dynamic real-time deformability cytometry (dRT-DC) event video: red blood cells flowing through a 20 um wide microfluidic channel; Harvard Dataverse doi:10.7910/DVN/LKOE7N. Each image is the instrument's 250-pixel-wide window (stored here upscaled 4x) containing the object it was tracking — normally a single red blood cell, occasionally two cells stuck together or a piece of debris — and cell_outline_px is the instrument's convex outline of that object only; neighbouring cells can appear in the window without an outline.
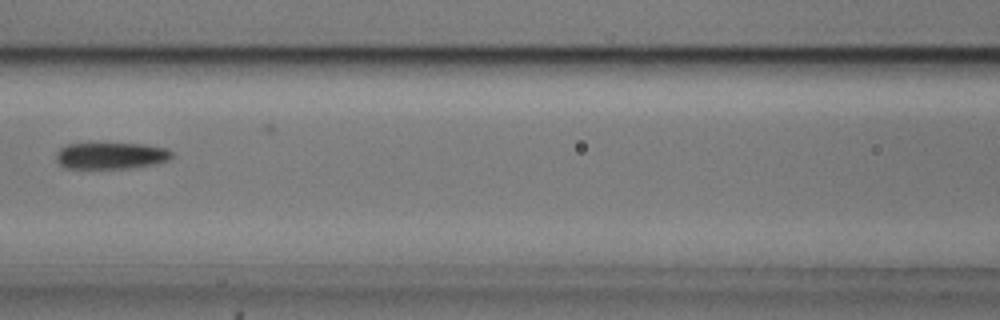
{"species": "common noctule bat (a hibernating species)", "species_latin": "Nyctalus noctula", "temperature_condition": "cold", "stored_images_in_passage": 6, "camera_frame_rate_fps": 3000, "um_per_image_px": 0.085, "animal": {"sex": "male", "body_mass_g": 20.5, "forearm_length_mm": 52.5}, "frame": {"image": 1, "passage_image": 5, "time_ms": 1.333, "image_size_px": [1000, 320], "cell_outline_px": [[172, 156], [168, 160], [156, 164], [128, 168], [64, 168], [56, 160], [56, 152], [60, 148], [68, 144], [144, 144], [168, 148], [172, 152]], "centroid_in_image_um": [9.44, 13.24], "position_along_channel_um": 157.2, "area_um2": 17.86}}
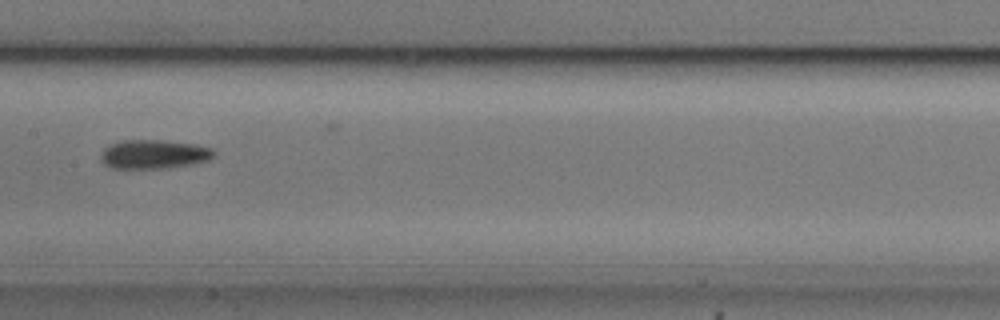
{"frame": {"image": 2, "passage_image": 6, "time_ms": 1.667, "image_size_px": [1000, 320], "cell_outline_px": [[216, 152], [208, 160], [192, 164], [168, 168], [112, 168], [104, 164], [100, 160], [100, 156], [104, 148], [120, 140], [164, 140], [196, 144], [212, 148]], "centroid_in_image_um": [13.07, 13.1], "position_along_channel_um": 194.3, "area_um2": 19.19}}